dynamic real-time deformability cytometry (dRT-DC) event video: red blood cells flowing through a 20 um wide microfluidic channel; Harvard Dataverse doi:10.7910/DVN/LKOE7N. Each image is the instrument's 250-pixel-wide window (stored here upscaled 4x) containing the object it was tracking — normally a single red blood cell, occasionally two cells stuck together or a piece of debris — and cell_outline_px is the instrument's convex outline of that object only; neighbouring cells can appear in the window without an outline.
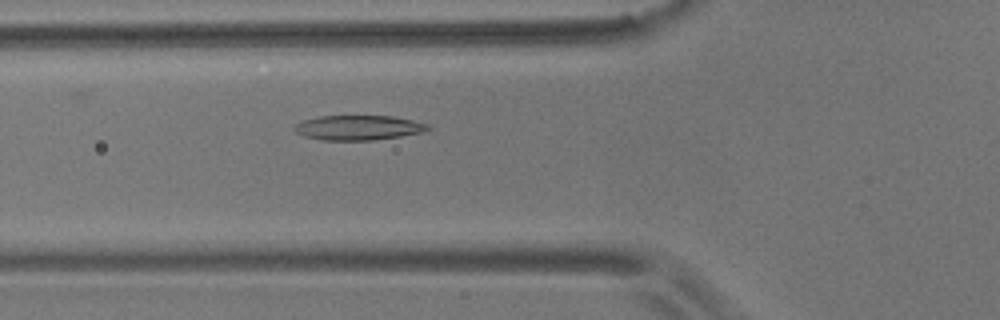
{"species": "common noctule bat (a hibernating species)", "species_latin": "Nyctalus noctula", "temperature_condition": "room temperature", "stored_images_in_passage": 37, "camera_frame_rate_fps": 3000, "um_per_image_px": 0.085, "animal": {"sex": "male", "body_mass_g": 17.9}, "frame": {"image": 1, "passage_image": 10, "time_ms": 3.0, "image_size_px": [1000, 320], "cell_outline_px": [[432, 128], [424, 132], [400, 136], [372, 140], [324, 140], [304, 136], [296, 132], [292, 128], [296, 124], [304, 120], [320, 116], [392, 116], [412, 120], [428, 124]], "centroid_in_image_um": [30.47, 10.85], "position_along_channel_um": 95.3, "area_um2": 19.19}}
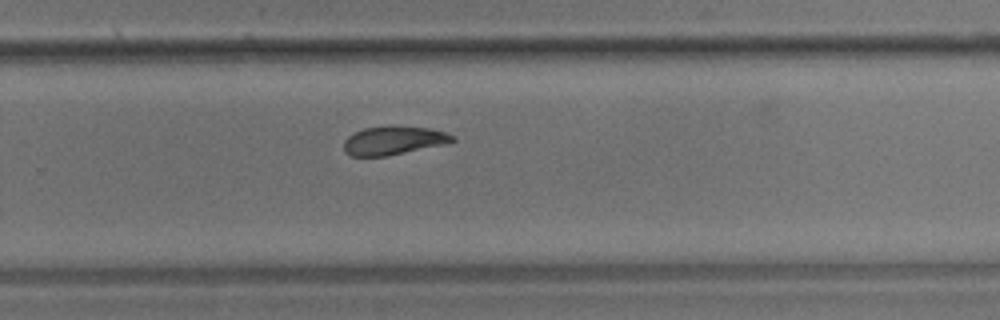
{"frame": {"image": 2, "passage_image": 27, "time_ms": 8.667, "image_size_px": [1000, 320], "cell_outline_px": [[456, 140], [444, 144], [384, 156], [352, 156], [344, 152], [344, 140], [348, 136], [364, 128], [428, 128], [444, 132], [456, 136]], "centroid_in_image_um": [33.43, 11.97], "position_along_channel_um": 296.4, "area_um2": 17.22}}
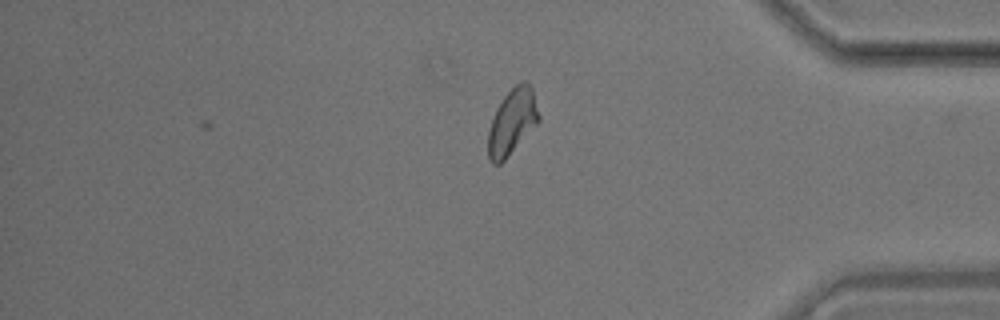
{"frame": {"image": 3, "passage_image": 37, "time_ms": 12.0, "image_size_px": [1000, 320], "cell_outline_px": [[540, 120], [504, 160], [500, 164], [492, 164], [488, 160], [488, 132], [496, 108], [504, 96], [520, 80], [524, 80], [532, 88], [540, 116]], "centroid_in_image_um": [43.52, 10.35], "position_along_channel_um": 391.7, "area_um2": 19.19}, "authors_computed_cell_mechanics": {"area_um2": 18.9584, "velocity_mm_per_s": 3.5479, "shape_relaxation_time_tau1_ms": 6.8468, "shape_relaxation_time_tau2_ms": 1.9358, "deformation_change_tau1": 0.154, "deformation_change_tau2": 0.0734}}